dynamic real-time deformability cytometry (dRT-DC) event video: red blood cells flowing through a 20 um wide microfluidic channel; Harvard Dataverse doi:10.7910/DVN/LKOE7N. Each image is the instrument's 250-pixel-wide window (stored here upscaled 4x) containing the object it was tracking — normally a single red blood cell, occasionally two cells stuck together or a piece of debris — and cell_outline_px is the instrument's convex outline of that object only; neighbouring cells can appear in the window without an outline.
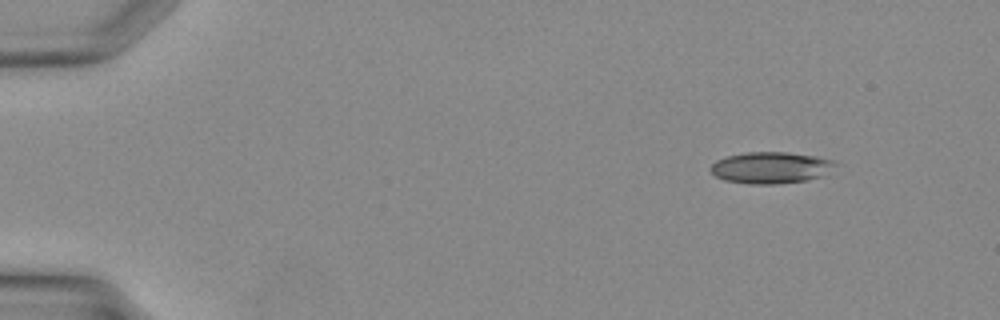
{"species": "Egyptian fruit bat (a non-hibernating species)", "species_latin": "Rousettus aegyptiacus", "temperature_condition": "warm", "stored_images_in_passage": 34, "camera_frame_rate_fps": 3000, "um_per_image_px": 0.085, "animal": {"sex": "female"}, "frame": {"image": 1, "passage_image": 1, "time_ms": 0.0, "image_size_px": [1000, 320], "cell_outline_px": [[840, 164], [824, 176], [804, 180], [776, 184], [752, 184], [724, 180], [716, 176], [708, 168], [716, 160], [728, 156], [744, 152], [788, 152], [816, 156], [832, 160]], "centroid_in_image_um": [65.55, 14.24], "position_along_channel_um": 19.5, "area_um2": 23.06}}
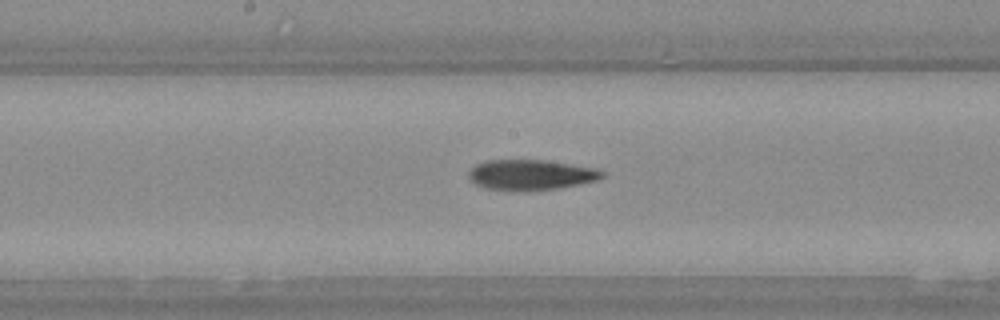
{"frame": {"image": 2, "passage_image": 17, "time_ms": 5.333, "image_size_px": [1000, 320], "cell_outline_px": [[604, 176], [600, 180], [560, 188], [484, 188], [468, 180], [468, 172], [476, 164], [484, 160], [544, 160], [596, 168], [604, 172]], "centroid_in_image_um": [45.14, 14.82], "position_along_channel_um": 203.1, "area_um2": 22.95}}
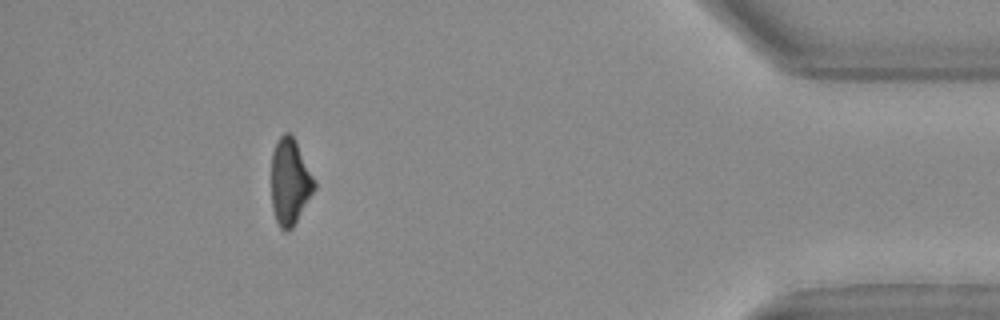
{"frame": {"image": 3, "passage_image": 31, "time_ms": 10.0, "image_size_px": [1000, 320], "cell_outline_px": [[316, 188], [292, 228], [280, 228], [276, 220], [272, 208], [272, 152], [276, 140], [284, 132], [288, 132], [296, 140], [316, 180]], "centroid_in_image_um": [24.66, 15.39], "position_along_channel_um": 410.5, "area_um2": 21.62}}